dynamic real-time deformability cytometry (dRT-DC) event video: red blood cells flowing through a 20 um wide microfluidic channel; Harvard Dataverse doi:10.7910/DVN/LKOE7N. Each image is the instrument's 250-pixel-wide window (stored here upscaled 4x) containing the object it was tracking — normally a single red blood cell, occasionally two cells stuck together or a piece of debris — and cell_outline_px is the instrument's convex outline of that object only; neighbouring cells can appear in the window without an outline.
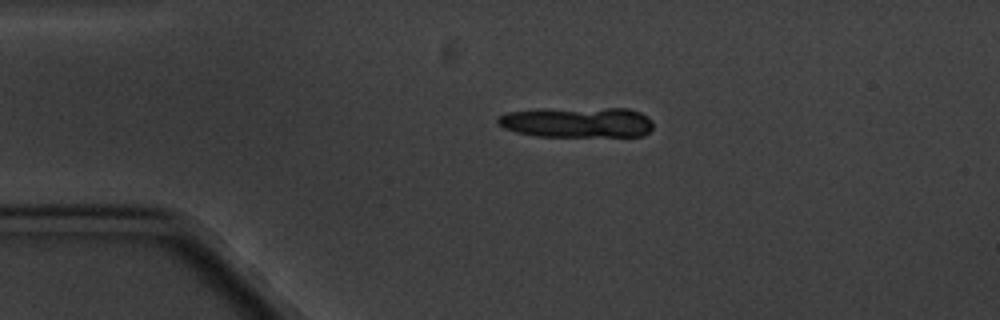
{"species": "common noctule bat (a hibernating species)", "species_latin": "Nyctalus noctula", "temperature_condition": "cold", "stored_images_in_passage": 12, "camera_frame_rate_fps": 3000, "um_per_image_px": 0.085, "animal": {"sex": "male", "body_mass_g": 20.1, "forearm_length_mm": 53.5}, "frame": {"image": 1, "passage_image": 3, "time_ms": 2.333, "image_size_px": [1000, 320], "cell_outline_px": [[652, 128], [644, 136], [536, 136], [516, 132], [504, 128], [496, 120], [496, 116], [508, 112], [608, 108], [628, 108], [640, 112], [648, 116], [652, 120]], "centroid_in_image_um": [49.14, 10.42], "position_along_channel_um": 35.9, "area_um2": 27.05}}